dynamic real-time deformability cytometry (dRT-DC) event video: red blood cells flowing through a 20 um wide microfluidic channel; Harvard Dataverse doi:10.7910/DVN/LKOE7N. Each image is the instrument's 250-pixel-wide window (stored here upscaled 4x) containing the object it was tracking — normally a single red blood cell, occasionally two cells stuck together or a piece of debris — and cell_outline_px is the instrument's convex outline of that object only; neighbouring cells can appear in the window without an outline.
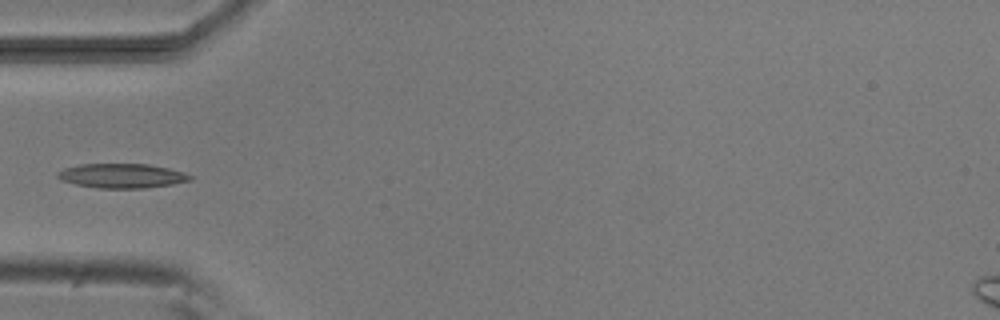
{"species": "common noctule bat (a hibernating species)", "species_latin": "Nyctalus noctula", "temperature_condition": "room temperature", "stored_images_in_passage": 5, "camera_frame_rate_fps": 3000, "um_per_image_px": 0.085, "animal": {"sex": "male", "body_mass_g": 20.5, "forearm_length_mm": 52.5}, "frame": {"image": 1, "passage_image": 5, "time_ms": 5.333, "image_size_px": [1000, 320], "cell_outline_px": [[192, 180], [172, 184], [144, 188], [100, 188], [76, 184], [60, 180], [56, 176], [56, 172], [64, 168], [80, 164], [148, 164], [168, 168], [184, 172], [192, 176]], "centroid_in_image_um": [10.34, 14.94], "position_along_channel_um": 74.7, "area_um2": 18.84}}